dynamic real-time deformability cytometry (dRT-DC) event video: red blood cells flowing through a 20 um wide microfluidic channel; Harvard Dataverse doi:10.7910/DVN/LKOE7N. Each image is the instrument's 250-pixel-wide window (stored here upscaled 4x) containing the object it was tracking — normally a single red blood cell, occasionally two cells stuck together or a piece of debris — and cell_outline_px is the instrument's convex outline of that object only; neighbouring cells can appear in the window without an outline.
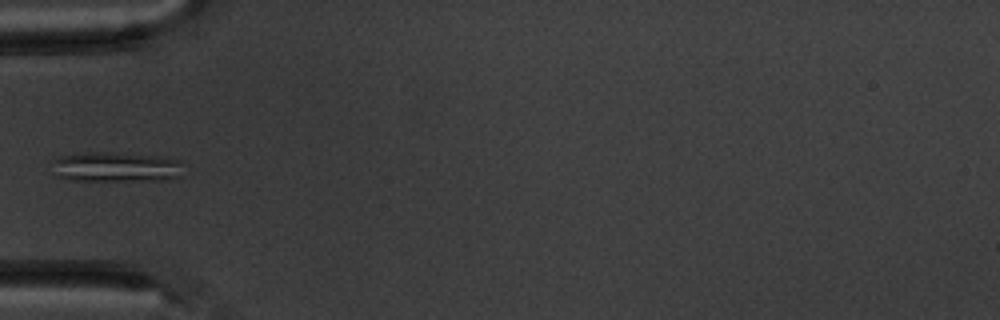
{"species": "common noctule bat (a hibernating species)", "species_latin": "Nyctalus noctula", "temperature_condition": "warm", "stored_images_in_passage": 7, "camera_frame_rate_fps": 3000, "um_per_image_px": 0.085, "animal": {"sex": "male", "body_mass_g": 20.1, "forearm_length_mm": 53.5}, "frame": {"image": 1, "passage_image": 6, "time_ms": 6.0, "image_size_px": [1000, 320], "cell_outline_px": [[180, 176], [176, 180], [72, 180], [56, 176], [52, 160], [60, 156], [104, 152], [108, 152], [160, 156], [180, 160]], "centroid_in_image_um": [9.9, 14.2], "position_along_channel_um": 75.1, "area_um2": 22.66}}
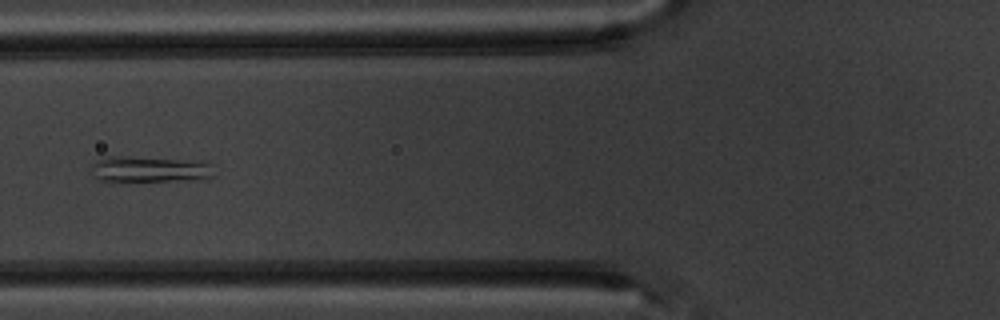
{"frame": {"image": 2, "passage_image": 7, "time_ms": 7.0, "image_size_px": [1000, 320], "cell_outline_px": [[216, 176], [208, 180], [96, 180], [92, 164], [96, 160], [108, 156], [128, 156], [200, 160], [212, 164]], "centroid_in_image_um": [12.87, 14.36], "position_along_channel_um": 112.9, "area_um2": 18.84}}